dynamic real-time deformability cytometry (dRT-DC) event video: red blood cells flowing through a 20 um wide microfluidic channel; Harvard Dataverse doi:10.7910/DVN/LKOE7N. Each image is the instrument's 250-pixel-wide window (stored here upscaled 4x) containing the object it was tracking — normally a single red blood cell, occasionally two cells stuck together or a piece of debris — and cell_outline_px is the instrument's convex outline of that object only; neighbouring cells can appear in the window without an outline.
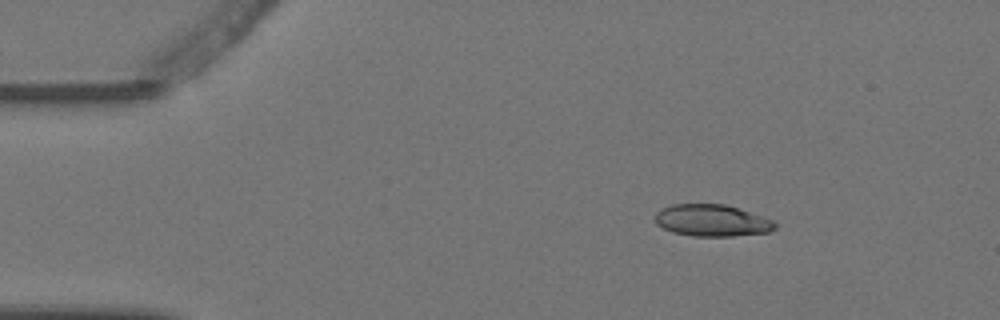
{"species": "Egyptian fruit bat (a non-hibernating species)", "species_latin": "Rousettus aegyptiacus", "temperature_condition": "warm", "stored_images_in_passage": 5, "camera_frame_rate_fps": 3000, "um_per_image_px": 0.085, "animal": {"sex": "female"}, "frame": {"image": 1, "passage_image": 3, "time_ms": 0.667, "image_size_px": [1000, 320], "cell_outline_px": [[776, 228], [768, 232], [732, 236], [692, 236], [672, 232], [656, 224], [656, 212], [660, 208], [672, 204], [724, 204], [772, 220], [776, 224]], "centroid_in_image_um": [60.46, 18.74], "position_along_channel_um": 24.5, "area_um2": 22.02}}